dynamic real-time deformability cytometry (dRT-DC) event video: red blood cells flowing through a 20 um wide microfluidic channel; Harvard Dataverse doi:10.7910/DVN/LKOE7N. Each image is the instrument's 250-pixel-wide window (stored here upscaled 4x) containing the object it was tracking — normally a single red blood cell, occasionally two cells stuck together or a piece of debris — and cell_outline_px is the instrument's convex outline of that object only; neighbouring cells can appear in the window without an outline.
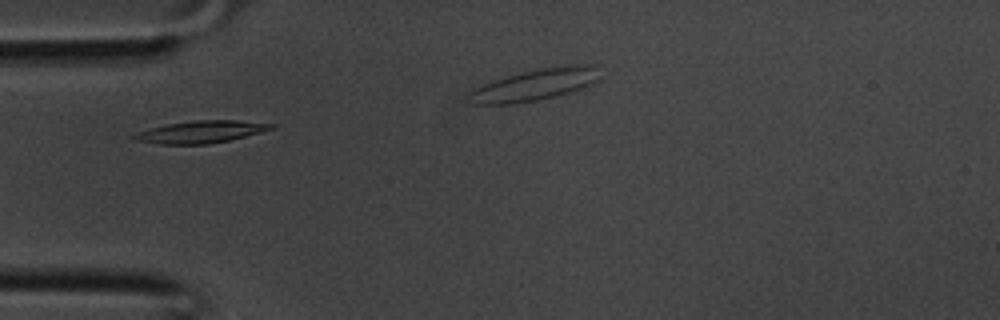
{"species": "common noctule bat (a hibernating species)", "species_latin": "Nyctalus noctula", "temperature_condition": "room temperature", "stored_images_in_passage": 6, "camera_frame_rate_fps": 3000, "um_per_image_px": 0.085, "animal": {"sex": "male", "body_mass_g": 20.1, "forearm_length_mm": 53.5}, "frame": {"image": 1, "passage_image": 1, "time_ms": 0.0, "image_size_px": [1000, 320], "cell_outline_px": [[276, 128], [228, 140], [208, 144], [160, 144], [136, 140], [132, 136], [136, 132], [168, 124], [196, 120], [236, 120], [276, 124]], "centroid_in_image_um": [17.1, 11.2], "position_along_channel_um": 67.9, "area_um2": 17.46}}
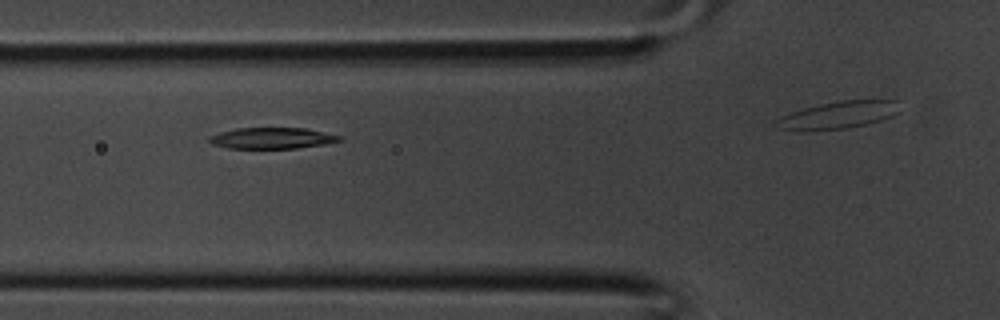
{"frame": {"image": 2, "passage_image": 3, "time_ms": 0.667, "image_size_px": [1000, 320], "cell_outline_px": [[344, 140], [324, 144], [296, 148], [228, 148], [212, 144], [208, 140], [208, 136], [220, 132], [236, 128], [304, 128], [344, 136]], "centroid_in_image_um": [23.14, 11.74], "position_along_channel_um": 102.7, "area_um2": 16.07}}
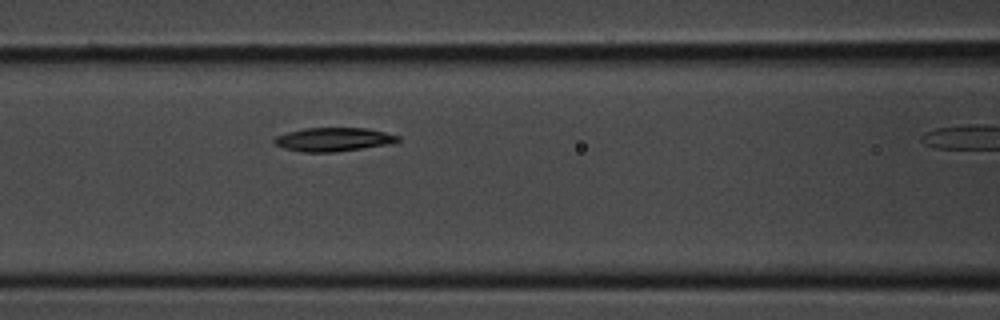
{"frame": {"image": 3, "passage_image": 5, "time_ms": 1.333, "image_size_px": [1000, 320], "cell_outline_px": [[400, 140], [392, 144], [332, 152], [300, 152], [284, 148], [276, 144], [272, 140], [276, 136], [288, 132], [304, 128], [368, 128], [400, 136]], "centroid_in_image_um": [28.35, 11.85], "position_along_channel_um": 138.2, "area_um2": 17.05}}